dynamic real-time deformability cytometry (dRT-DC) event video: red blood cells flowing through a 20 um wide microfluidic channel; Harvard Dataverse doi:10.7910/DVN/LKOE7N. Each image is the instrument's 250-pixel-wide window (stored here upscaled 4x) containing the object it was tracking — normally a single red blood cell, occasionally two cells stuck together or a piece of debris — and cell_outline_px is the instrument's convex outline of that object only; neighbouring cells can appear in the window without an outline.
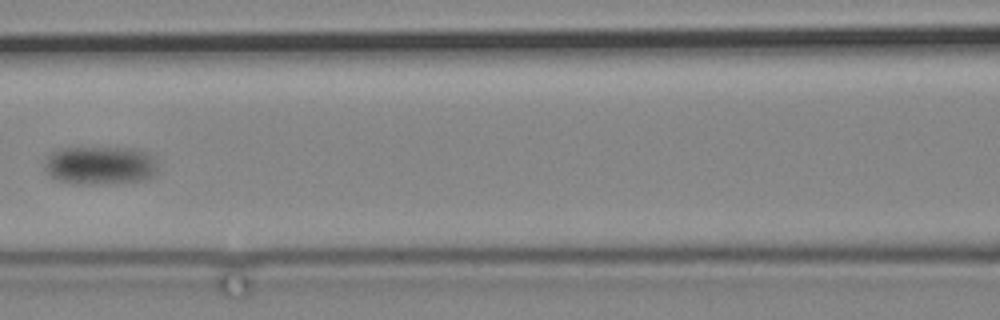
{"species": "common noctule bat (a hibernating species)", "species_latin": "Nyctalus noctula", "temperature_condition": "cold", "stored_images_in_passage": 17, "camera_frame_rate_fps": 3000, "um_per_image_px": 0.085, "animal": {"sex": "male", "body_mass_g": 19.2, "forearm_length_mm": 51.8}, "frame": {"image": 1, "passage_image": 15, "time_ms": 17.0, "image_size_px": [1000, 320], "cell_outline_px": [[156, 172], [152, 176], [144, 180], [104, 184], [76, 184], [56, 180], [44, 168], [44, 164], [48, 156], [56, 148], [132, 148], [148, 152], [156, 156]], "centroid_in_image_um": [8.52, 14.05], "position_along_channel_um": 158.1, "area_um2": 25.61}}
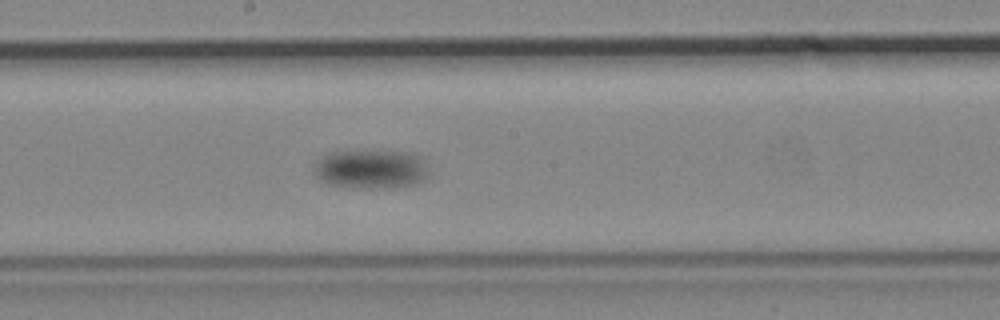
{"frame": {"image": 2, "passage_image": 17, "time_ms": 19.333, "image_size_px": [1000, 320], "cell_outline_px": [[428, 176], [424, 180], [416, 184], [392, 188], [352, 188], [328, 184], [320, 180], [316, 176], [316, 160], [332, 152], [412, 152], [420, 156], [428, 172]], "centroid_in_image_um": [31.56, 14.41], "position_along_channel_um": 216.6, "area_um2": 25.89}}